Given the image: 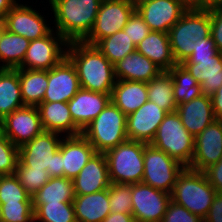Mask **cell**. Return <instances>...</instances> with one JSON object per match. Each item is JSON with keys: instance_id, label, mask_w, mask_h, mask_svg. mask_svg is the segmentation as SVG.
I'll use <instances>...</instances> for the list:
<instances>
[{"instance_id": "obj_1", "label": "cell", "mask_w": 222, "mask_h": 222, "mask_svg": "<svg viewBox=\"0 0 222 222\" xmlns=\"http://www.w3.org/2000/svg\"><path fill=\"white\" fill-rule=\"evenodd\" d=\"M66 57L75 66L80 88L111 94L117 81L114 65L94 45L69 42Z\"/></svg>"}, {"instance_id": "obj_2", "label": "cell", "mask_w": 222, "mask_h": 222, "mask_svg": "<svg viewBox=\"0 0 222 222\" xmlns=\"http://www.w3.org/2000/svg\"><path fill=\"white\" fill-rule=\"evenodd\" d=\"M102 0H51L57 32L68 42L83 41L92 30Z\"/></svg>"}, {"instance_id": "obj_3", "label": "cell", "mask_w": 222, "mask_h": 222, "mask_svg": "<svg viewBox=\"0 0 222 222\" xmlns=\"http://www.w3.org/2000/svg\"><path fill=\"white\" fill-rule=\"evenodd\" d=\"M168 35L174 59L177 64H181L193 53L194 42L211 36L209 10L188 8Z\"/></svg>"}, {"instance_id": "obj_4", "label": "cell", "mask_w": 222, "mask_h": 222, "mask_svg": "<svg viewBox=\"0 0 222 222\" xmlns=\"http://www.w3.org/2000/svg\"><path fill=\"white\" fill-rule=\"evenodd\" d=\"M216 193L204 172L185 167L176 179L171 201L204 219Z\"/></svg>"}, {"instance_id": "obj_5", "label": "cell", "mask_w": 222, "mask_h": 222, "mask_svg": "<svg viewBox=\"0 0 222 222\" xmlns=\"http://www.w3.org/2000/svg\"><path fill=\"white\" fill-rule=\"evenodd\" d=\"M127 116L112 102L83 130L82 135L94 147L96 153H105L128 140Z\"/></svg>"}, {"instance_id": "obj_6", "label": "cell", "mask_w": 222, "mask_h": 222, "mask_svg": "<svg viewBox=\"0 0 222 222\" xmlns=\"http://www.w3.org/2000/svg\"><path fill=\"white\" fill-rule=\"evenodd\" d=\"M145 143L126 140L105 152L110 183H142Z\"/></svg>"}, {"instance_id": "obj_7", "label": "cell", "mask_w": 222, "mask_h": 222, "mask_svg": "<svg viewBox=\"0 0 222 222\" xmlns=\"http://www.w3.org/2000/svg\"><path fill=\"white\" fill-rule=\"evenodd\" d=\"M194 139L175 111L165 116L150 144L188 167L193 159Z\"/></svg>"}, {"instance_id": "obj_8", "label": "cell", "mask_w": 222, "mask_h": 222, "mask_svg": "<svg viewBox=\"0 0 222 222\" xmlns=\"http://www.w3.org/2000/svg\"><path fill=\"white\" fill-rule=\"evenodd\" d=\"M184 166L164 151L145 143L142 183L171 194Z\"/></svg>"}, {"instance_id": "obj_9", "label": "cell", "mask_w": 222, "mask_h": 222, "mask_svg": "<svg viewBox=\"0 0 222 222\" xmlns=\"http://www.w3.org/2000/svg\"><path fill=\"white\" fill-rule=\"evenodd\" d=\"M134 11L135 6L125 0H102L94 26L83 42L95 46L101 39L123 30Z\"/></svg>"}, {"instance_id": "obj_10", "label": "cell", "mask_w": 222, "mask_h": 222, "mask_svg": "<svg viewBox=\"0 0 222 222\" xmlns=\"http://www.w3.org/2000/svg\"><path fill=\"white\" fill-rule=\"evenodd\" d=\"M53 32L52 29L46 36L30 41L19 68L49 70L66 57V47L69 42L57 31L56 34Z\"/></svg>"}, {"instance_id": "obj_11", "label": "cell", "mask_w": 222, "mask_h": 222, "mask_svg": "<svg viewBox=\"0 0 222 222\" xmlns=\"http://www.w3.org/2000/svg\"><path fill=\"white\" fill-rule=\"evenodd\" d=\"M132 212L135 222H162L171 194L143 183L132 184Z\"/></svg>"}, {"instance_id": "obj_12", "label": "cell", "mask_w": 222, "mask_h": 222, "mask_svg": "<svg viewBox=\"0 0 222 222\" xmlns=\"http://www.w3.org/2000/svg\"><path fill=\"white\" fill-rule=\"evenodd\" d=\"M59 133L42 131L31 141L19 147V162L33 169L47 170L52 178L53 155L59 149L62 138Z\"/></svg>"}, {"instance_id": "obj_13", "label": "cell", "mask_w": 222, "mask_h": 222, "mask_svg": "<svg viewBox=\"0 0 222 222\" xmlns=\"http://www.w3.org/2000/svg\"><path fill=\"white\" fill-rule=\"evenodd\" d=\"M187 9L180 0H146L135 7L151 31L167 34Z\"/></svg>"}, {"instance_id": "obj_14", "label": "cell", "mask_w": 222, "mask_h": 222, "mask_svg": "<svg viewBox=\"0 0 222 222\" xmlns=\"http://www.w3.org/2000/svg\"><path fill=\"white\" fill-rule=\"evenodd\" d=\"M43 131L37 107L23 106L3 119V135L18 148Z\"/></svg>"}, {"instance_id": "obj_15", "label": "cell", "mask_w": 222, "mask_h": 222, "mask_svg": "<svg viewBox=\"0 0 222 222\" xmlns=\"http://www.w3.org/2000/svg\"><path fill=\"white\" fill-rule=\"evenodd\" d=\"M222 157V122L216 119L194 139V154L187 167L194 171H204Z\"/></svg>"}, {"instance_id": "obj_16", "label": "cell", "mask_w": 222, "mask_h": 222, "mask_svg": "<svg viewBox=\"0 0 222 222\" xmlns=\"http://www.w3.org/2000/svg\"><path fill=\"white\" fill-rule=\"evenodd\" d=\"M168 114L157 104L146 101L138 110L127 116L126 133L128 140L150 144L160 123Z\"/></svg>"}, {"instance_id": "obj_17", "label": "cell", "mask_w": 222, "mask_h": 222, "mask_svg": "<svg viewBox=\"0 0 222 222\" xmlns=\"http://www.w3.org/2000/svg\"><path fill=\"white\" fill-rule=\"evenodd\" d=\"M80 89L75 66L65 57L48 70V86L43 102H68Z\"/></svg>"}, {"instance_id": "obj_18", "label": "cell", "mask_w": 222, "mask_h": 222, "mask_svg": "<svg viewBox=\"0 0 222 222\" xmlns=\"http://www.w3.org/2000/svg\"><path fill=\"white\" fill-rule=\"evenodd\" d=\"M4 20L9 32L23 36L29 41L44 37L52 30L45 24L44 16L24 4L17 3L5 15Z\"/></svg>"}, {"instance_id": "obj_19", "label": "cell", "mask_w": 222, "mask_h": 222, "mask_svg": "<svg viewBox=\"0 0 222 222\" xmlns=\"http://www.w3.org/2000/svg\"><path fill=\"white\" fill-rule=\"evenodd\" d=\"M75 195H87L108 189L110 180L104 153H95L72 180Z\"/></svg>"}, {"instance_id": "obj_20", "label": "cell", "mask_w": 222, "mask_h": 222, "mask_svg": "<svg viewBox=\"0 0 222 222\" xmlns=\"http://www.w3.org/2000/svg\"><path fill=\"white\" fill-rule=\"evenodd\" d=\"M111 101V94L80 88L68 101L73 122L83 130Z\"/></svg>"}, {"instance_id": "obj_21", "label": "cell", "mask_w": 222, "mask_h": 222, "mask_svg": "<svg viewBox=\"0 0 222 222\" xmlns=\"http://www.w3.org/2000/svg\"><path fill=\"white\" fill-rule=\"evenodd\" d=\"M62 138L59 150L62 154L63 177L73 180L96 151L82 134Z\"/></svg>"}, {"instance_id": "obj_22", "label": "cell", "mask_w": 222, "mask_h": 222, "mask_svg": "<svg viewBox=\"0 0 222 222\" xmlns=\"http://www.w3.org/2000/svg\"><path fill=\"white\" fill-rule=\"evenodd\" d=\"M176 112L180 115L183 126L193 137L216 120L209 95L202 94L189 102L179 103Z\"/></svg>"}, {"instance_id": "obj_23", "label": "cell", "mask_w": 222, "mask_h": 222, "mask_svg": "<svg viewBox=\"0 0 222 222\" xmlns=\"http://www.w3.org/2000/svg\"><path fill=\"white\" fill-rule=\"evenodd\" d=\"M44 131L66 133V136L82 134L73 122L68 102H42L37 106Z\"/></svg>"}, {"instance_id": "obj_24", "label": "cell", "mask_w": 222, "mask_h": 222, "mask_svg": "<svg viewBox=\"0 0 222 222\" xmlns=\"http://www.w3.org/2000/svg\"><path fill=\"white\" fill-rule=\"evenodd\" d=\"M181 65L201 84L202 94L211 96L222 85V53L205 60H184Z\"/></svg>"}, {"instance_id": "obj_25", "label": "cell", "mask_w": 222, "mask_h": 222, "mask_svg": "<svg viewBox=\"0 0 222 222\" xmlns=\"http://www.w3.org/2000/svg\"><path fill=\"white\" fill-rule=\"evenodd\" d=\"M117 80L149 82L162 70L137 50L114 64Z\"/></svg>"}, {"instance_id": "obj_26", "label": "cell", "mask_w": 222, "mask_h": 222, "mask_svg": "<svg viewBox=\"0 0 222 222\" xmlns=\"http://www.w3.org/2000/svg\"><path fill=\"white\" fill-rule=\"evenodd\" d=\"M73 207L77 222H102L110 213L109 188L87 195H75Z\"/></svg>"}, {"instance_id": "obj_27", "label": "cell", "mask_w": 222, "mask_h": 222, "mask_svg": "<svg viewBox=\"0 0 222 222\" xmlns=\"http://www.w3.org/2000/svg\"><path fill=\"white\" fill-rule=\"evenodd\" d=\"M136 50L154 62L162 71H169L177 63L174 59L169 35L151 31L137 46Z\"/></svg>"}, {"instance_id": "obj_28", "label": "cell", "mask_w": 222, "mask_h": 222, "mask_svg": "<svg viewBox=\"0 0 222 222\" xmlns=\"http://www.w3.org/2000/svg\"><path fill=\"white\" fill-rule=\"evenodd\" d=\"M111 101L128 116L148 101L147 83L117 80L112 89Z\"/></svg>"}, {"instance_id": "obj_29", "label": "cell", "mask_w": 222, "mask_h": 222, "mask_svg": "<svg viewBox=\"0 0 222 222\" xmlns=\"http://www.w3.org/2000/svg\"><path fill=\"white\" fill-rule=\"evenodd\" d=\"M23 106L18 68H0V119Z\"/></svg>"}, {"instance_id": "obj_30", "label": "cell", "mask_w": 222, "mask_h": 222, "mask_svg": "<svg viewBox=\"0 0 222 222\" xmlns=\"http://www.w3.org/2000/svg\"><path fill=\"white\" fill-rule=\"evenodd\" d=\"M18 74L24 106L37 107L48 86V70L18 68Z\"/></svg>"}, {"instance_id": "obj_31", "label": "cell", "mask_w": 222, "mask_h": 222, "mask_svg": "<svg viewBox=\"0 0 222 222\" xmlns=\"http://www.w3.org/2000/svg\"><path fill=\"white\" fill-rule=\"evenodd\" d=\"M75 198L73 181L66 177H52L33 196V210L41 204L73 202Z\"/></svg>"}, {"instance_id": "obj_32", "label": "cell", "mask_w": 222, "mask_h": 222, "mask_svg": "<svg viewBox=\"0 0 222 222\" xmlns=\"http://www.w3.org/2000/svg\"><path fill=\"white\" fill-rule=\"evenodd\" d=\"M30 41L20 35L9 32L7 29L0 40V68L16 69L23 62Z\"/></svg>"}, {"instance_id": "obj_33", "label": "cell", "mask_w": 222, "mask_h": 222, "mask_svg": "<svg viewBox=\"0 0 222 222\" xmlns=\"http://www.w3.org/2000/svg\"><path fill=\"white\" fill-rule=\"evenodd\" d=\"M148 100L157 104L168 113L177 110L173 94V78L168 71H162L157 77L147 82Z\"/></svg>"}, {"instance_id": "obj_34", "label": "cell", "mask_w": 222, "mask_h": 222, "mask_svg": "<svg viewBox=\"0 0 222 222\" xmlns=\"http://www.w3.org/2000/svg\"><path fill=\"white\" fill-rule=\"evenodd\" d=\"M168 72L173 78V94L177 105L202 95L201 84L181 64H176Z\"/></svg>"}, {"instance_id": "obj_35", "label": "cell", "mask_w": 222, "mask_h": 222, "mask_svg": "<svg viewBox=\"0 0 222 222\" xmlns=\"http://www.w3.org/2000/svg\"><path fill=\"white\" fill-rule=\"evenodd\" d=\"M95 46L113 65L136 50L135 44L124 30L101 39Z\"/></svg>"}, {"instance_id": "obj_36", "label": "cell", "mask_w": 222, "mask_h": 222, "mask_svg": "<svg viewBox=\"0 0 222 222\" xmlns=\"http://www.w3.org/2000/svg\"><path fill=\"white\" fill-rule=\"evenodd\" d=\"M34 217L41 222H77L72 202L41 204Z\"/></svg>"}, {"instance_id": "obj_37", "label": "cell", "mask_w": 222, "mask_h": 222, "mask_svg": "<svg viewBox=\"0 0 222 222\" xmlns=\"http://www.w3.org/2000/svg\"><path fill=\"white\" fill-rule=\"evenodd\" d=\"M32 202V197L20 184L15 174L3 175L0 179V204Z\"/></svg>"}, {"instance_id": "obj_38", "label": "cell", "mask_w": 222, "mask_h": 222, "mask_svg": "<svg viewBox=\"0 0 222 222\" xmlns=\"http://www.w3.org/2000/svg\"><path fill=\"white\" fill-rule=\"evenodd\" d=\"M15 175L26 192L32 197L38 190L43 187L50 176L47 170L33 169L32 167L23 166L19 161L15 170Z\"/></svg>"}, {"instance_id": "obj_39", "label": "cell", "mask_w": 222, "mask_h": 222, "mask_svg": "<svg viewBox=\"0 0 222 222\" xmlns=\"http://www.w3.org/2000/svg\"><path fill=\"white\" fill-rule=\"evenodd\" d=\"M132 184L111 183L109 205L113 213L132 212Z\"/></svg>"}, {"instance_id": "obj_40", "label": "cell", "mask_w": 222, "mask_h": 222, "mask_svg": "<svg viewBox=\"0 0 222 222\" xmlns=\"http://www.w3.org/2000/svg\"><path fill=\"white\" fill-rule=\"evenodd\" d=\"M19 161V148L6 136L0 137V173L3 175L15 174Z\"/></svg>"}, {"instance_id": "obj_41", "label": "cell", "mask_w": 222, "mask_h": 222, "mask_svg": "<svg viewBox=\"0 0 222 222\" xmlns=\"http://www.w3.org/2000/svg\"><path fill=\"white\" fill-rule=\"evenodd\" d=\"M2 222H27L34 217L32 202L1 204Z\"/></svg>"}, {"instance_id": "obj_42", "label": "cell", "mask_w": 222, "mask_h": 222, "mask_svg": "<svg viewBox=\"0 0 222 222\" xmlns=\"http://www.w3.org/2000/svg\"><path fill=\"white\" fill-rule=\"evenodd\" d=\"M124 32L137 46L150 32V28L135 10L123 28Z\"/></svg>"}, {"instance_id": "obj_43", "label": "cell", "mask_w": 222, "mask_h": 222, "mask_svg": "<svg viewBox=\"0 0 222 222\" xmlns=\"http://www.w3.org/2000/svg\"><path fill=\"white\" fill-rule=\"evenodd\" d=\"M162 222H203V219L171 201Z\"/></svg>"}, {"instance_id": "obj_44", "label": "cell", "mask_w": 222, "mask_h": 222, "mask_svg": "<svg viewBox=\"0 0 222 222\" xmlns=\"http://www.w3.org/2000/svg\"><path fill=\"white\" fill-rule=\"evenodd\" d=\"M219 53L212 36L194 42L193 53L186 60H205Z\"/></svg>"}, {"instance_id": "obj_45", "label": "cell", "mask_w": 222, "mask_h": 222, "mask_svg": "<svg viewBox=\"0 0 222 222\" xmlns=\"http://www.w3.org/2000/svg\"><path fill=\"white\" fill-rule=\"evenodd\" d=\"M211 17V36L216 48L222 53V7L209 10Z\"/></svg>"}, {"instance_id": "obj_46", "label": "cell", "mask_w": 222, "mask_h": 222, "mask_svg": "<svg viewBox=\"0 0 222 222\" xmlns=\"http://www.w3.org/2000/svg\"><path fill=\"white\" fill-rule=\"evenodd\" d=\"M203 172L216 192L222 193V157L217 163L209 166Z\"/></svg>"}, {"instance_id": "obj_47", "label": "cell", "mask_w": 222, "mask_h": 222, "mask_svg": "<svg viewBox=\"0 0 222 222\" xmlns=\"http://www.w3.org/2000/svg\"><path fill=\"white\" fill-rule=\"evenodd\" d=\"M203 222H222V193H216Z\"/></svg>"}, {"instance_id": "obj_48", "label": "cell", "mask_w": 222, "mask_h": 222, "mask_svg": "<svg viewBox=\"0 0 222 222\" xmlns=\"http://www.w3.org/2000/svg\"><path fill=\"white\" fill-rule=\"evenodd\" d=\"M213 112L216 119L222 117V85L211 96Z\"/></svg>"}, {"instance_id": "obj_49", "label": "cell", "mask_w": 222, "mask_h": 222, "mask_svg": "<svg viewBox=\"0 0 222 222\" xmlns=\"http://www.w3.org/2000/svg\"><path fill=\"white\" fill-rule=\"evenodd\" d=\"M52 177H63L62 154L59 149L53 155Z\"/></svg>"}, {"instance_id": "obj_50", "label": "cell", "mask_w": 222, "mask_h": 222, "mask_svg": "<svg viewBox=\"0 0 222 222\" xmlns=\"http://www.w3.org/2000/svg\"><path fill=\"white\" fill-rule=\"evenodd\" d=\"M102 222H135L131 213L111 212Z\"/></svg>"}, {"instance_id": "obj_51", "label": "cell", "mask_w": 222, "mask_h": 222, "mask_svg": "<svg viewBox=\"0 0 222 222\" xmlns=\"http://www.w3.org/2000/svg\"><path fill=\"white\" fill-rule=\"evenodd\" d=\"M17 4L16 0H0V19H4L5 15Z\"/></svg>"}, {"instance_id": "obj_52", "label": "cell", "mask_w": 222, "mask_h": 222, "mask_svg": "<svg viewBox=\"0 0 222 222\" xmlns=\"http://www.w3.org/2000/svg\"><path fill=\"white\" fill-rule=\"evenodd\" d=\"M187 8H198L204 10V0H180Z\"/></svg>"}, {"instance_id": "obj_53", "label": "cell", "mask_w": 222, "mask_h": 222, "mask_svg": "<svg viewBox=\"0 0 222 222\" xmlns=\"http://www.w3.org/2000/svg\"><path fill=\"white\" fill-rule=\"evenodd\" d=\"M222 7V0H204V10Z\"/></svg>"}, {"instance_id": "obj_54", "label": "cell", "mask_w": 222, "mask_h": 222, "mask_svg": "<svg viewBox=\"0 0 222 222\" xmlns=\"http://www.w3.org/2000/svg\"><path fill=\"white\" fill-rule=\"evenodd\" d=\"M6 31V23L4 19H0V40L2 38V35Z\"/></svg>"}, {"instance_id": "obj_55", "label": "cell", "mask_w": 222, "mask_h": 222, "mask_svg": "<svg viewBox=\"0 0 222 222\" xmlns=\"http://www.w3.org/2000/svg\"><path fill=\"white\" fill-rule=\"evenodd\" d=\"M125 1L128 2L129 4L134 5L136 7L138 4H140V3H142V2H144L146 0H125Z\"/></svg>"}, {"instance_id": "obj_56", "label": "cell", "mask_w": 222, "mask_h": 222, "mask_svg": "<svg viewBox=\"0 0 222 222\" xmlns=\"http://www.w3.org/2000/svg\"><path fill=\"white\" fill-rule=\"evenodd\" d=\"M3 135V119H0V137Z\"/></svg>"}, {"instance_id": "obj_57", "label": "cell", "mask_w": 222, "mask_h": 222, "mask_svg": "<svg viewBox=\"0 0 222 222\" xmlns=\"http://www.w3.org/2000/svg\"><path fill=\"white\" fill-rule=\"evenodd\" d=\"M0 222H2L1 204H0Z\"/></svg>"}, {"instance_id": "obj_58", "label": "cell", "mask_w": 222, "mask_h": 222, "mask_svg": "<svg viewBox=\"0 0 222 222\" xmlns=\"http://www.w3.org/2000/svg\"><path fill=\"white\" fill-rule=\"evenodd\" d=\"M33 221H37V220L35 219V217H33L32 219L28 220L27 222H33Z\"/></svg>"}]
</instances>
